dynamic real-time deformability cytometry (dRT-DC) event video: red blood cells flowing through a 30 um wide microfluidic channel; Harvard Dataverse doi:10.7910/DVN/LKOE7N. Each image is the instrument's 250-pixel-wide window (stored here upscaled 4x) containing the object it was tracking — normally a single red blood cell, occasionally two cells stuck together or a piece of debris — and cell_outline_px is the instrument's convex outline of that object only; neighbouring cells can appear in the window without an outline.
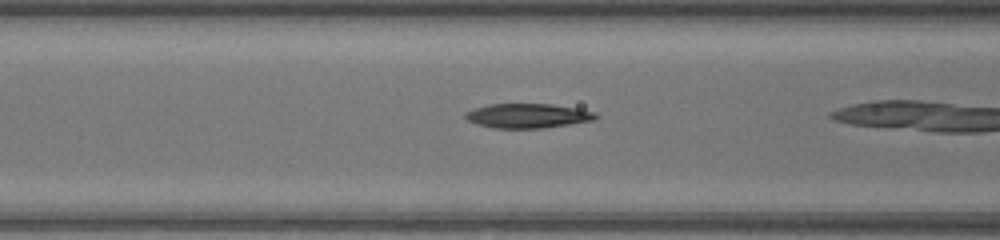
{"species": "common noctule bat (a hibernating species)", "species_latin": "Nyctalus noctula", "temperature_condition": "warm", "stored_images_in_passage": 6, "camera_frame_rate_fps": 3000, "um_per_image_px": 0.085, "animal": {"sex": "female", "body_mass_g": 17.0, "forearm_length_mm": 48.0}, "frame": {"image": 1, "passage_image": 4, "time_ms": 1.0, "image_size_px": [1000, 240], "cell_outline_px": [[600, 116], [596, 120], [544, 128], [492, 128], [476, 124], [468, 120], [464, 116], [464, 112], [488, 104], [552, 104], [576, 108], [596, 112]], "centroid_in_image_um": [44.88, 9.84], "position_along_channel_um": 121.7, "area_um2": 18.73}}